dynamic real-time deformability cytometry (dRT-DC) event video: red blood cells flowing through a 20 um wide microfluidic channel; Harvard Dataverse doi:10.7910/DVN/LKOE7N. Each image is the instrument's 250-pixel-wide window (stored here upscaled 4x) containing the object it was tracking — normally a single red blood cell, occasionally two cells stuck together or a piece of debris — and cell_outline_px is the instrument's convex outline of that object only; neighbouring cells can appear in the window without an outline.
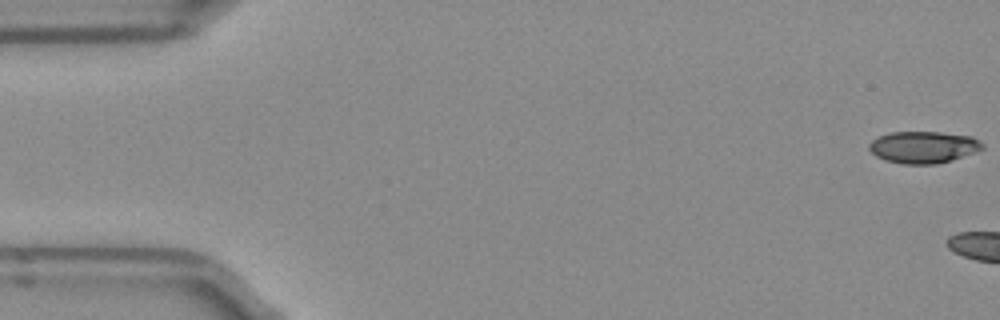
{"species": "Egyptian fruit bat (a non-hibernating species)", "species_latin": "Rousettus aegyptiacus", "temperature_condition": "room temperature", "stored_images_in_passage": 8, "camera_frame_rate_fps": 3000, "um_per_image_px": 0.085, "frame": {"image": 1, "passage_image": 1, "time_ms": 0.0, "image_size_px": [1000, 320], "cell_outline_px": [[984, 148], [976, 152], [952, 160], [936, 164], [904, 164], [884, 160], [876, 156], [868, 148], [868, 144], [872, 140], [880, 136], [892, 132], [940, 132], [972, 136], [984, 144]], "centroid_in_image_um": [78.5, 12.51], "position_along_channel_um": 6.5, "area_um2": 21.1}}